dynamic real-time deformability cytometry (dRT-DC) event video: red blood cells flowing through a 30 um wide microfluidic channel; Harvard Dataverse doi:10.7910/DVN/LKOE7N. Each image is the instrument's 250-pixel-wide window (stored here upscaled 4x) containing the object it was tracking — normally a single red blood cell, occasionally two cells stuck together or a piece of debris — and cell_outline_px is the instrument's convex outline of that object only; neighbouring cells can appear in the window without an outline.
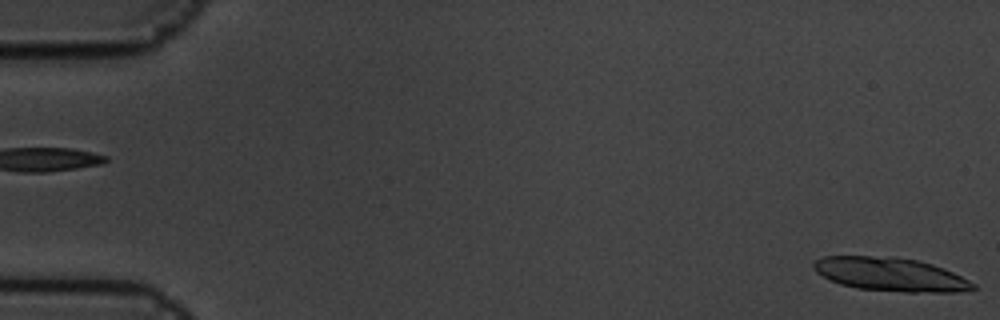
{"species": "common noctule bat (a hibernating species)", "species_latin": "Nyctalus noctula", "temperature_condition": "cold", "stored_images_in_passage": 6, "segment_of_instrument_passage": [2, 2], "camera_frame_rate_fps": 3000, "um_per_image_px": 0.085, "animal": {"sex": "male", "body_mass_g": 19.5, "forearm_length_mm": 54.6}, "frame": {"image": 1, "passage_image": 6, "time_ms": 1.667, "image_size_px": [1000, 320], "cell_outline_px": [[976, 288], [960, 292], [904, 292], [856, 288], [840, 284], [816, 272], [812, 268], [812, 264], [816, 260], [824, 256], [892, 256], [920, 260], [944, 268], [976, 284]], "centroid_in_image_um": [75.69, 23.31], "position_along_channel_um": 9.3, "area_um2": 31.27}}